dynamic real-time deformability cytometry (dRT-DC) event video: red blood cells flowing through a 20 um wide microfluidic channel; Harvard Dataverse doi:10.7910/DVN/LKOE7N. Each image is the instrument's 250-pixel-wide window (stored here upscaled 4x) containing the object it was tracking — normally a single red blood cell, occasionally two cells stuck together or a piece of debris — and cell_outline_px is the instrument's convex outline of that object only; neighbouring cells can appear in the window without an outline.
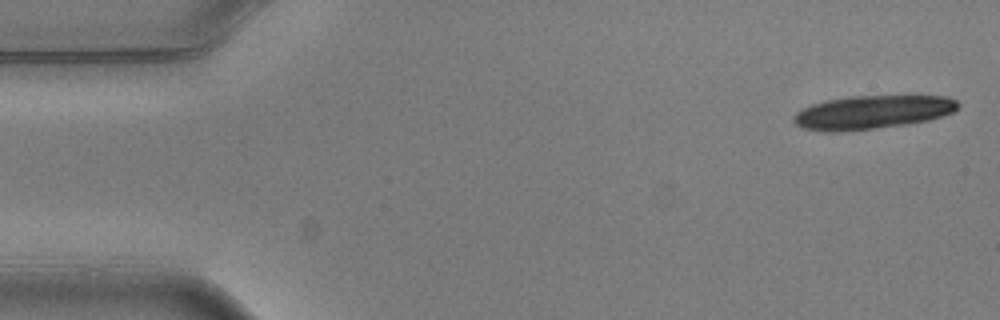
{"species": "common noctule bat (a hibernating species)", "species_latin": "Nyctalus noctula", "temperature_condition": "warm", "stored_images_in_passage": 6, "camera_frame_rate_fps": 3000, "um_per_image_px": 0.085, "animal": {"sex": "male", "body_mass_g": 20.5, "forearm_length_mm": 52.5}, "frame": {"image": 1, "passage_image": 1, "time_ms": 0.0, "image_size_px": [1000, 320], "cell_outline_px": [[960, 104], [952, 112], [944, 116], [928, 120], [904, 124], [872, 128], [828, 132], [804, 128], [796, 124], [792, 120], [792, 116], [796, 112], [812, 104], [824, 100], [848, 96], [948, 96], [956, 100]], "centroid_in_image_um": [74.13, 9.52], "position_along_channel_um": 10.9, "area_um2": 31.85}}
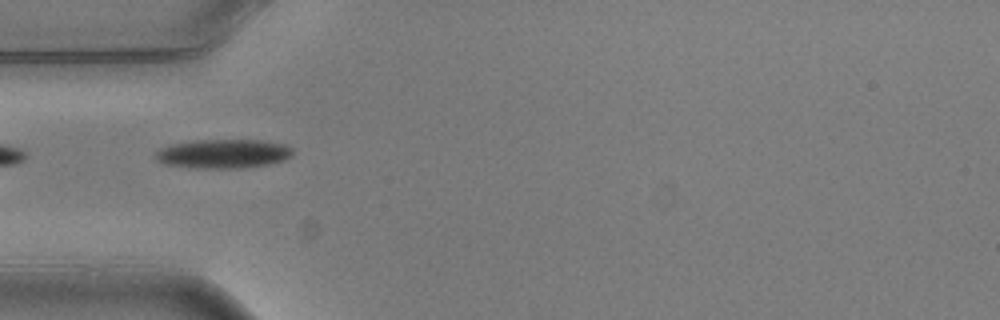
{"frame": {"image": 2, "passage_image": 5, "time_ms": 1.333, "image_size_px": [1000, 320], "cell_outline_px": [[292, 156], [284, 160], [268, 164], [244, 168], [188, 168], [164, 164], [156, 160], [156, 152], [160, 148], [172, 144], [196, 140], [260, 140], [284, 144], [292, 148]], "centroid_in_image_um": [18.96, 13.07], "position_along_channel_um": 66.0, "area_um2": 23.35}}
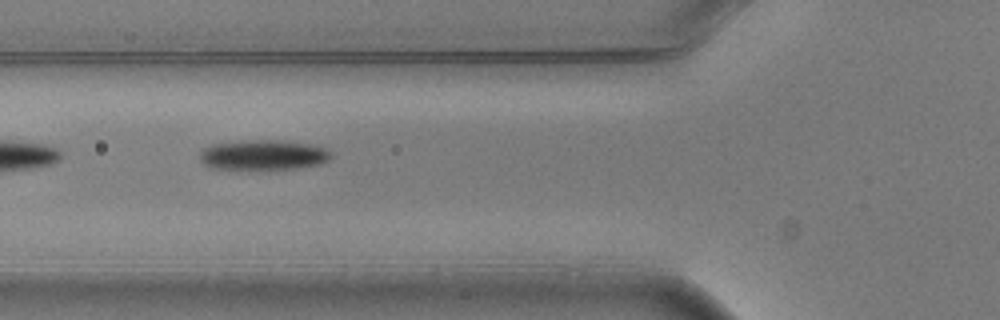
{"frame": {"image": 3, "passage_image": 6, "time_ms": 1.667, "image_size_px": [1000, 320], "cell_outline_px": [[332, 156], [328, 160], [320, 164], [296, 168], [212, 168], [204, 164], [200, 160], [200, 152], [204, 148], [212, 144], [244, 140], [276, 140], [308, 144], [328, 148], [332, 152]], "centroid_in_image_um": [22.4, 13.15], "position_along_channel_um": 103.4, "area_um2": 22.72}}